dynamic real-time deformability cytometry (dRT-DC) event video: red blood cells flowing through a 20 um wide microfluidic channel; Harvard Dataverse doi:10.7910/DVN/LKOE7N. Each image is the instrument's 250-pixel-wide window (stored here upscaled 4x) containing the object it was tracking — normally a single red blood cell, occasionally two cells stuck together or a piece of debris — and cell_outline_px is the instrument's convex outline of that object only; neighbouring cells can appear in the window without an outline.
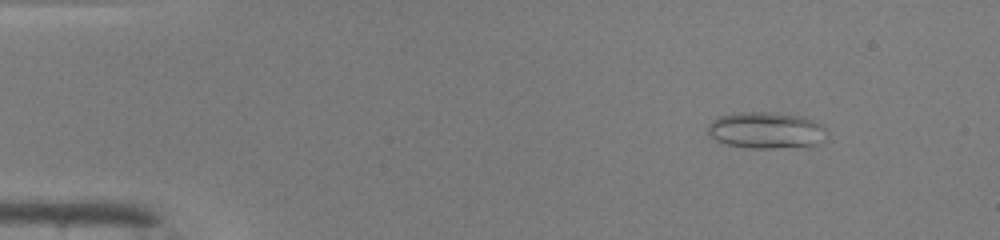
{"species": "common noctule bat (a hibernating species)", "species_latin": "Nyctalus noctula", "temperature_condition": "warm", "stored_images_in_passage": 44, "camera_frame_rate_fps": 3000, "um_per_image_px": 0.085, "animal": {"sex": "male", "body_mass_g": 19.0, "forearm_length_mm": 50.8}, "frame": {"image": 1, "passage_image": 1, "time_ms": 0.0, "image_size_px": [1000, 240], "cell_outline_px": [[824, 140], [808, 148], [752, 148], [724, 144], [708, 136], [708, 128], [712, 120], [720, 116], [740, 112], [768, 112], [800, 116], [812, 120], [820, 124], [824, 128]], "centroid_in_image_um": [65.11, 11.1], "position_along_channel_um": 19.9, "area_um2": 25.43}}
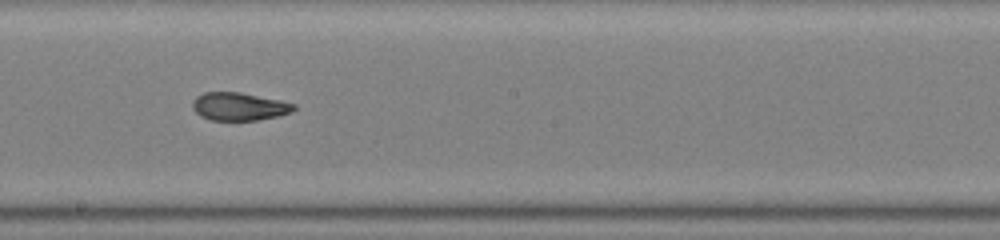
{"frame": {"image": 2, "passage_image": 23, "time_ms": 7.333, "image_size_px": [1000, 240], "cell_outline_px": [[296, 108], [292, 112], [276, 116], [256, 120], [212, 120], [200, 116], [192, 108], [192, 100], [196, 96], [204, 92], [240, 92], [280, 100], [296, 104]], "centroid_in_image_um": [20.31, 9.04], "position_along_channel_um": 227.9, "area_um2": 16.53}}
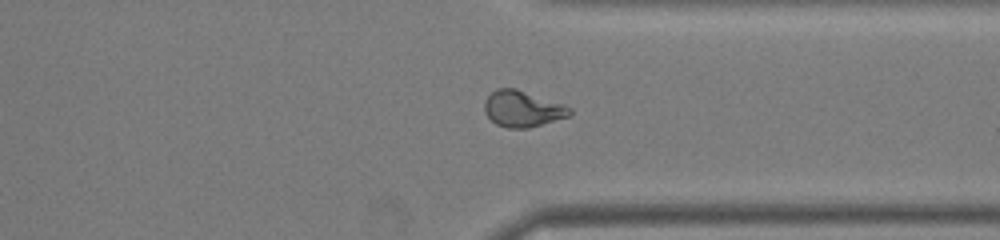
{"frame": {"image": 3, "passage_image": 33, "time_ms": 10.667, "image_size_px": [1000, 240], "cell_outline_px": [[572, 112], [568, 116], [528, 128], [508, 128], [496, 124], [484, 112], [484, 100], [496, 88], [516, 88], [564, 104], [572, 108]], "centroid_in_image_um": [44.4, 9.24], "position_along_channel_um": 367.0, "area_um2": 17.92}, "authors_computed_cell_mechanics": {"area_um2": 18.0914, "velocity_mm_per_s": 4.163, "shape_relaxation_time_tau1_ms": null, "shape_relaxation_time_tau2_ms": 1.425, "deformation_change_tau1": null, "deformation_change_tau2": 0.0802}}